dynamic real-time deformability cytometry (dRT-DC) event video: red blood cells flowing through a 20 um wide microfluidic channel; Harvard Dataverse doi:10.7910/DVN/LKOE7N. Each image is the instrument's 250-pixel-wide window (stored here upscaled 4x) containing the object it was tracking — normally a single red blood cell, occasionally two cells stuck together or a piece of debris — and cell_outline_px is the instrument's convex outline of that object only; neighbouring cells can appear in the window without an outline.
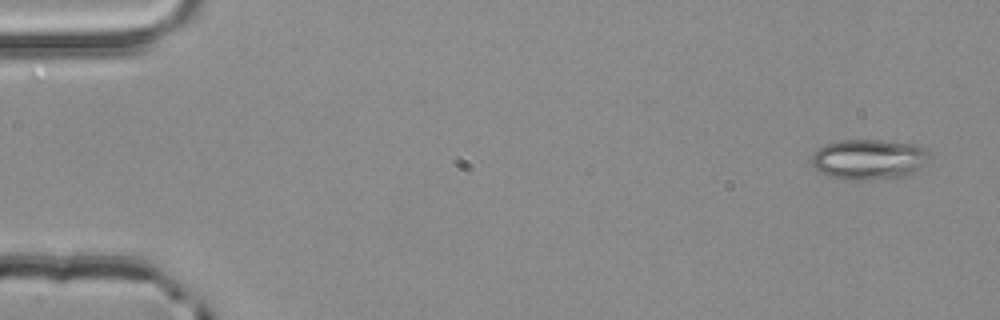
{"species": "common noctule bat (a hibernating species)", "species_latin": "Nyctalus noctula", "temperature_condition": "room temperature", "stored_images_in_passage": 4, "camera_frame_rate_fps": 3000, "um_per_image_px": 0.085, "animal": {"sex": "male", "body_mass_g": 20.4}, "frame": {"image": 1, "passage_image": 1, "time_ms": 0.0, "image_size_px": [1000, 320], "cell_outline_px": [[932, 156], [916, 172], [904, 176], [872, 180], [852, 180], [828, 176], [820, 172], [812, 164], [812, 152], [816, 148], [824, 144], [840, 140], [880, 140], [920, 144], [928, 148]], "centroid_in_image_um": [73.9, 13.53], "position_along_channel_um": 11.1, "area_um2": 28.32}}